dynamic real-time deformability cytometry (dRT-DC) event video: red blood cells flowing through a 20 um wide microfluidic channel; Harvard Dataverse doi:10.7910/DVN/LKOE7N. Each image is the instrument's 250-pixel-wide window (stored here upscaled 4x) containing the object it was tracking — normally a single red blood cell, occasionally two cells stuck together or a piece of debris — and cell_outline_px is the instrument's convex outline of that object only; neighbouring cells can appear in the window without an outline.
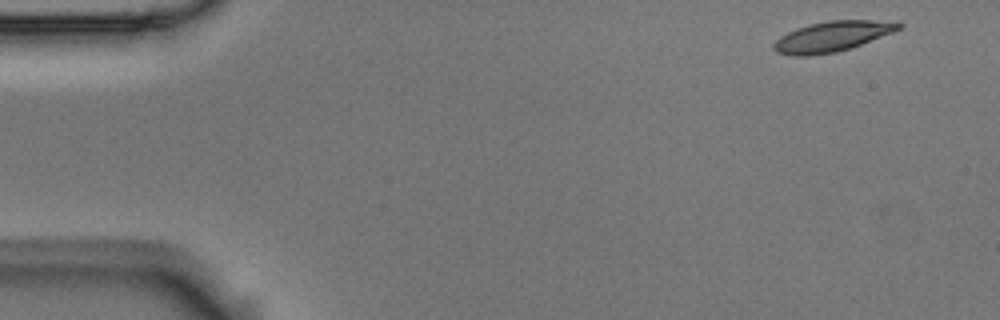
{"species": "Egyptian fruit bat (a non-hibernating species)", "species_latin": "Rousettus aegyptiacus", "temperature_condition": "room temperature", "stored_images_in_passage": 5, "segment_of_instrument_passage": [1, 2], "camera_frame_rate_fps": 3000, "um_per_image_px": 0.085, "animal": {"sex": "male"}, "frame": {"image": 1, "passage_image": 1, "time_ms": 0.0, "image_size_px": [1000, 320], "cell_outline_px": [[904, 24], [900, 28], [892, 32], [860, 44], [836, 52], [808, 56], [792, 56], [776, 52], [772, 48], [772, 44], [780, 36], [796, 28], [808, 24], [828, 20], [896, 20]], "centroid_in_image_um": [70.71, 3.08], "position_along_channel_um": 14.3, "area_um2": 22.14}}